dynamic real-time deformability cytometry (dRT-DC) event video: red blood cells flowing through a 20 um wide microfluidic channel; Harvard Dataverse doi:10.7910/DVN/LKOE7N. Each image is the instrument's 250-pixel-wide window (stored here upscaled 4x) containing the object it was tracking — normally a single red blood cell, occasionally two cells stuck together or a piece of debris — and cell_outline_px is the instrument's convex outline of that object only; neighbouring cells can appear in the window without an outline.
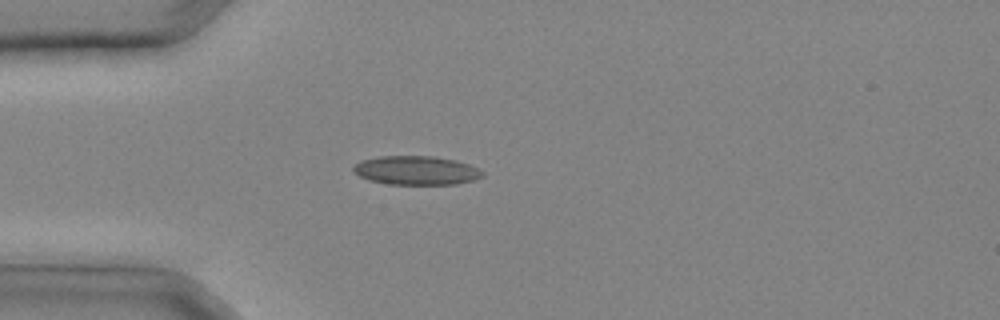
{"species": "common noctule bat (a hibernating species)", "species_latin": "Nyctalus noctula", "temperature_condition": "cold", "stored_images_in_passage": 24, "camera_frame_rate_fps": 3000, "um_per_image_px": 0.085, "animal": {"sex": "male", "body_mass_g": 20.4}, "frame": {"image": 1, "passage_image": 1, "time_ms": 0.0, "image_size_px": [1000, 320], "cell_outline_px": [[484, 176], [472, 180], [456, 184], [388, 184], [368, 180], [352, 172], [352, 168], [360, 160], [380, 156], [432, 156], [456, 160], [468, 164], [484, 172]], "centroid_in_image_um": [35.35, 14.48], "position_along_channel_um": 49.7, "area_um2": 21.73}}
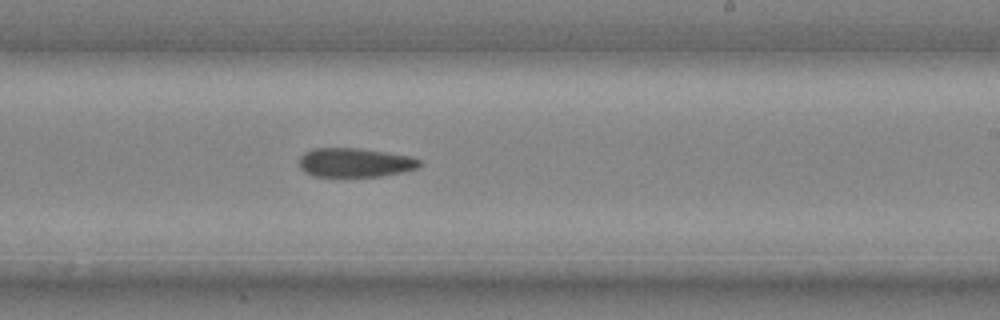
{"frame": {"image": 2, "passage_image": 12, "time_ms": 3.667, "image_size_px": [1000, 320], "cell_outline_px": [[424, 164], [420, 168], [380, 176], [316, 176], [304, 172], [300, 168], [300, 156], [304, 152], [312, 148], [360, 148], [412, 156], [420, 160]], "centroid_in_image_um": [30.2, 13.81], "position_along_channel_um": 258.8, "area_um2": 20.52}}
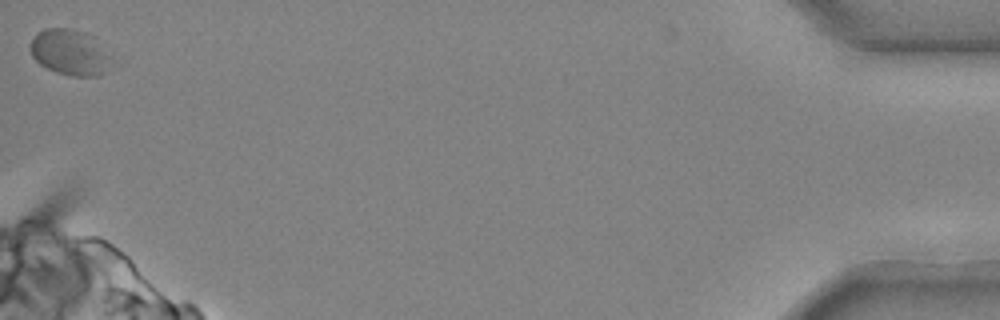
{"frame": {"image": 3, "passage_image": 24, "time_ms": 7.667, "image_size_px": [1000, 320], "cell_outline_px": [[104, 72], [96, 76], [72, 76], [56, 72], [40, 64], [32, 56], [32, 36], [36, 32], [44, 28], [72, 28], [92, 36], [104, 56]], "centroid_in_image_um": [5.77, 4.42], "position_along_channel_um": 429.4, "area_um2": 20.35}}